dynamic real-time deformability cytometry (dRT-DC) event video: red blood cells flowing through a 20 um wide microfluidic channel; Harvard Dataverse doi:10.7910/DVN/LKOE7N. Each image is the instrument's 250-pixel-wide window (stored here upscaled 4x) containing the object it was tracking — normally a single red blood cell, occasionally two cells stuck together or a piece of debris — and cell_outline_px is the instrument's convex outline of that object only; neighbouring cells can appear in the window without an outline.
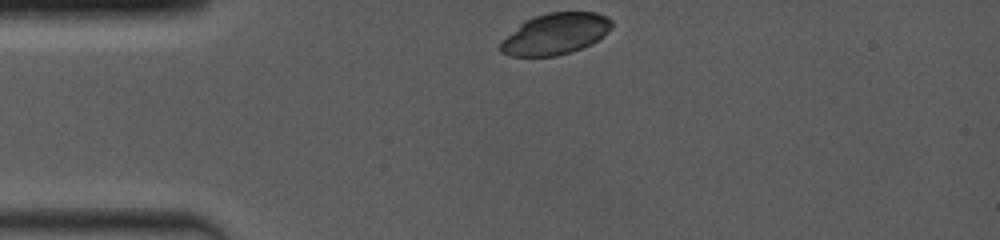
{"species": "common noctule bat (a hibernating species)", "species_latin": "Nyctalus noctula", "temperature_condition": "room temperature", "stored_images_in_passage": 16, "camera_frame_rate_fps": 4000, "um_per_image_px": 0.085, "animal": {"sex": "female", "body_mass_g": 19.0, "forearm_length_mm": 53.3}, "frame": {"image": 1, "passage_image": 1, "time_ms": 0.0, "image_size_px": [1000, 240], "cell_outline_px": [[612, 24], [604, 36], [592, 44], [556, 56], [508, 56], [500, 52], [500, 40], [524, 20], [548, 12], [596, 12], [608, 16], [612, 20]], "centroid_in_image_um": [47.18, 2.87], "position_along_channel_um": 37.8, "area_um2": 26.88}}
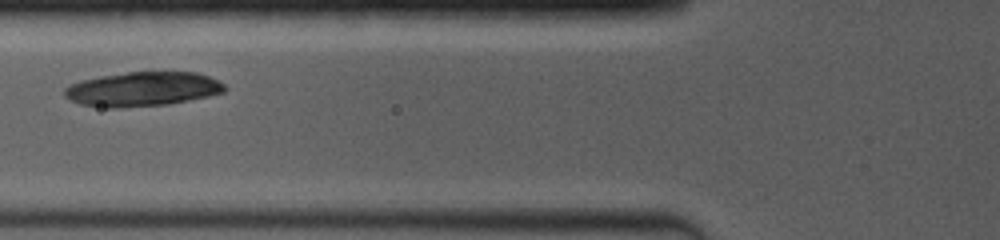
{"frame": {"image": 2, "passage_image": 7, "time_ms": 2.75, "image_size_px": [1000, 240], "cell_outline_px": [[228, 88], [224, 92], [208, 96], [168, 104], [120, 108], [108, 108], [80, 104], [64, 96], [64, 88], [80, 80], [100, 76], [128, 72], [196, 72], [208, 76], [224, 84]], "centroid_in_image_um": [12.11, 7.57], "position_along_channel_um": 113.7, "area_um2": 32.02}}
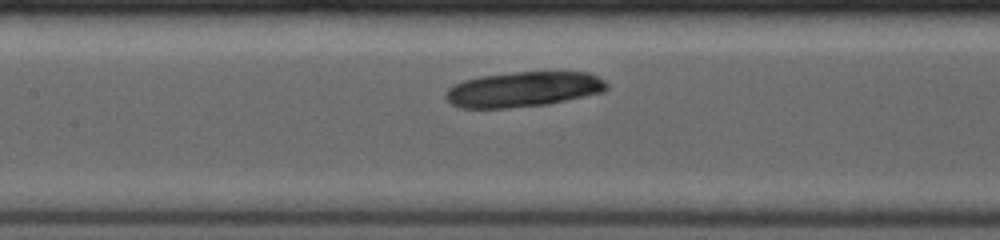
{"frame": {"image": 3, "passage_image": 10, "time_ms": 4.0, "image_size_px": [1000, 240], "cell_outline_px": [[608, 88], [604, 92], [548, 104], [508, 108], [460, 108], [452, 104], [444, 96], [448, 88], [464, 80], [480, 76], [516, 72], [588, 72], [604, 80], [608, 84]], "centroid_in_image_um": [44.5, 7.59], "position_along_channel_um": 162.9, "area_um2": 33.0}}